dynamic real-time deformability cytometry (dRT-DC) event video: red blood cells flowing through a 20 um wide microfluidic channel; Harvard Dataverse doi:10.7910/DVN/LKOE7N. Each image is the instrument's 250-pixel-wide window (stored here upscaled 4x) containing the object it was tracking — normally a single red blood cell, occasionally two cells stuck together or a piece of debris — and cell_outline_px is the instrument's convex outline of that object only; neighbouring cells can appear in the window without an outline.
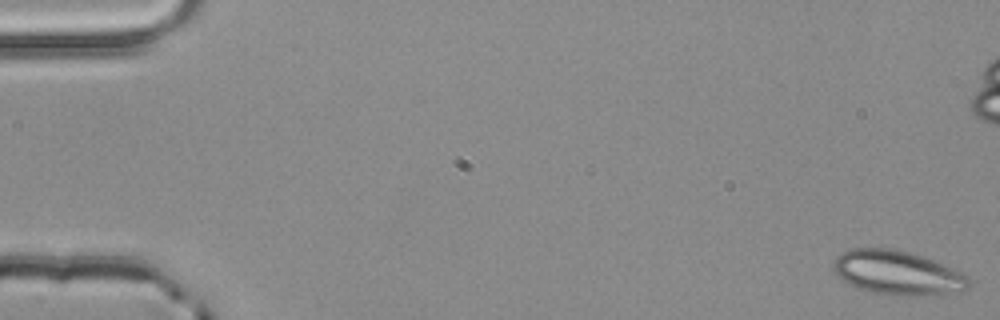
{"species": "common noctule bat (a hibernating species)", "species_latin": "Nyctalus noctula", "temperature_condition": "room temperature", "stored_images_in_passage": 5, "camera_frame_rate_fps": 3000, "um_per_image_px": 0.085, "animal": {"sex": "male", "body_mass_g": 20.4}, "frame": {"image": 1, "passage_image": 1, "time_ms": 0.0, "image_size_px": [1000, 320], "cell_outline_px": [[972, 284], [968, 288], [960, 292], [920, 296], [912, 296], [872, 292], [856, 288], [840, 280], [836, 276], [832, 268], [832, 264], [836, 256], [840, 252], [852, 248], [888, 248], [908, 252], [924, 256], [936, 260], [968, 276], [972, 280]], "centroid_in_image_um": [76.28, 23.19], "position_along_channel_um": 8.7, "area_um2": 35.43}}